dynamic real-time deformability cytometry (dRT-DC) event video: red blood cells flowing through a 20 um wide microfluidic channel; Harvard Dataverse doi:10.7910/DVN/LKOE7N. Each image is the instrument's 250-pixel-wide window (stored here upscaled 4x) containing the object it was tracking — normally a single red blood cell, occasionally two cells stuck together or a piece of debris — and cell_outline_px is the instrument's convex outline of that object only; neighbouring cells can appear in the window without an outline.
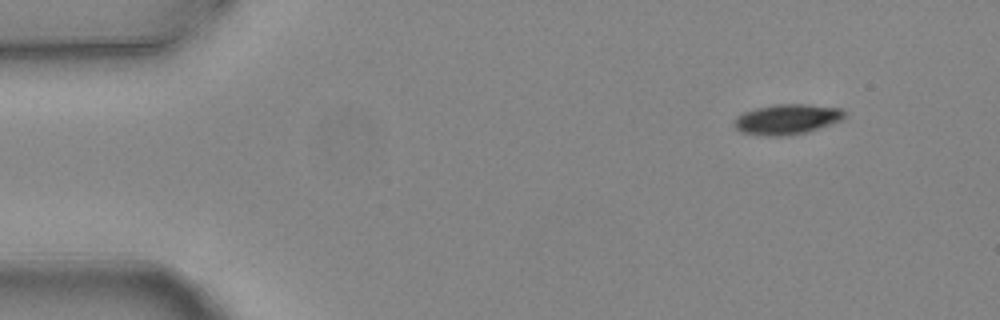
{"species": "common noctule bat (a hibernating species)", "species_latin": "Nyctalus noctula", "temperature_condition": "warm", "stored_images_in_passage": 8, "camera_frame_rate_fps": 3000, "um_per_image_px": 0.085, "animal": {"sex": "female", "body_mass_g": 24.6, "forearm_length_mm": 56.2}, "frame": {"image": 1, "passage_image": 1, "time_ms": 0.0, "image_size_px": [1000, 320], "cell_outline_px": [[848, 116], [844, 120], [808, 132], [788, 136], [764, 136], [740, 132], [732, 124], [736, 116], [744, 112], [756, 108], [776, 104], [808, 104], [840, 108], [848, 112]], "centroid_in_image_um": [66.94, 10.14], "position_along_channel_um": 18.1, "area_um2": 19.94}}
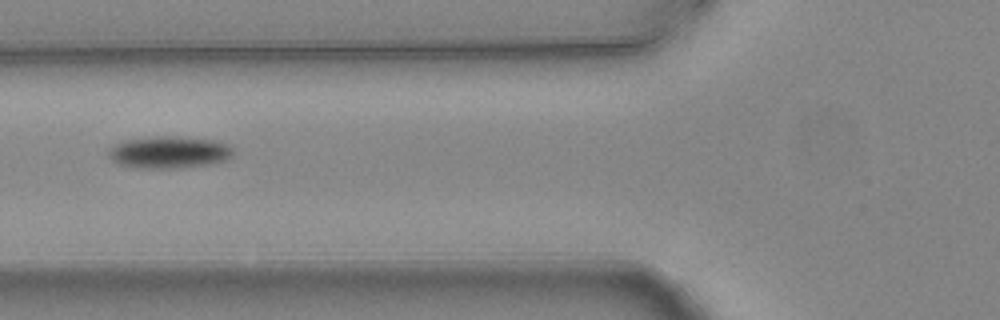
{"frame": {"image": 2, "passage_image": 5, "time_ms": 1.333, "image_size_px": [1000, 320], "cell_outline_px": [[232, 152], [224, 160], [208, 164], [176, 168], [148, 168], [120, 164], [112, 160], [108, 152], [108, 148], [124, 140], [156, 136], [176, 136], [212, 140], [228, 144], [232, 148]], "centroid_in_image_um": [14.34, 12.92], "position_along_channel_um": 111.5, "area_um2": 22.83}}
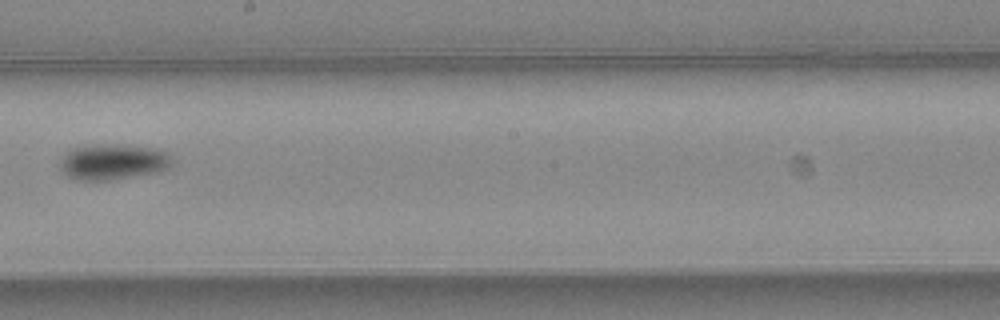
{"frame": {"image": 3, "passage_image": 8, "time_ms": 2.333, "image_size_px": [1000, 320], "cell_outline_px": [[172, 164], [168, 168], [156, 172], [108, 180], [76, 180], [68, 176], [60, 168], [60, 164], [64, 156], [68, 152], [76, 148], [100, 144], [152, 148], [168, 152], [172, 156]], "centroid_in_image_um": [9.63, 13.77], "position_along_channel_um": 238.6, "area_um2": 22.72}}